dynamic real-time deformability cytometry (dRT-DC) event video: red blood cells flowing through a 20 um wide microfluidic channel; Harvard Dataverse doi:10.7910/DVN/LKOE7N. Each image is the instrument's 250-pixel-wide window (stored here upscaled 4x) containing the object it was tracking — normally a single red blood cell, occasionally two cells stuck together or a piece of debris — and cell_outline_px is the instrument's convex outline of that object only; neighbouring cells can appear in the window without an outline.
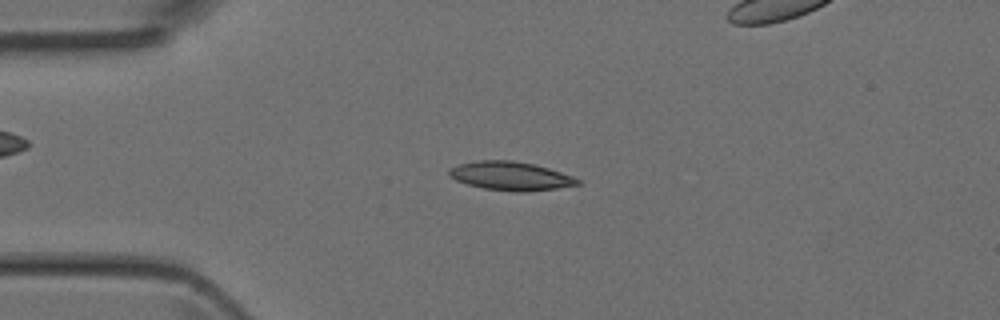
{"species": "Egyptian fruit bat (a non-hibernating species)", "species_latin": "Rousettus aegyptiacus", "temperature_condition": "room temperature", "stored_images_in_passage": 5, "camera_frame_rate_fps": 3000, "um_per_image_px": 0.085, "animal": {"sex": "female"}, "frame": {"image": 1, "passage_image": 3, "time_ms": 0.667, "image_size_px": [1000, 320], "cell_outline_px": [[580, 184], [556, 188], [528, 192], [520, 192], [484, 188], [468, 184], [456, 180], [448, 176], [448, 172], [452, 168], [460, 164], [476, 160], [512, 160], [532, 164], [548, 168], [572, 176], [580, 180]], "centroid_in_image_um": [43.39, 14.96], "position_along_channel_um": 41.6, "area_um2": 21.21}}